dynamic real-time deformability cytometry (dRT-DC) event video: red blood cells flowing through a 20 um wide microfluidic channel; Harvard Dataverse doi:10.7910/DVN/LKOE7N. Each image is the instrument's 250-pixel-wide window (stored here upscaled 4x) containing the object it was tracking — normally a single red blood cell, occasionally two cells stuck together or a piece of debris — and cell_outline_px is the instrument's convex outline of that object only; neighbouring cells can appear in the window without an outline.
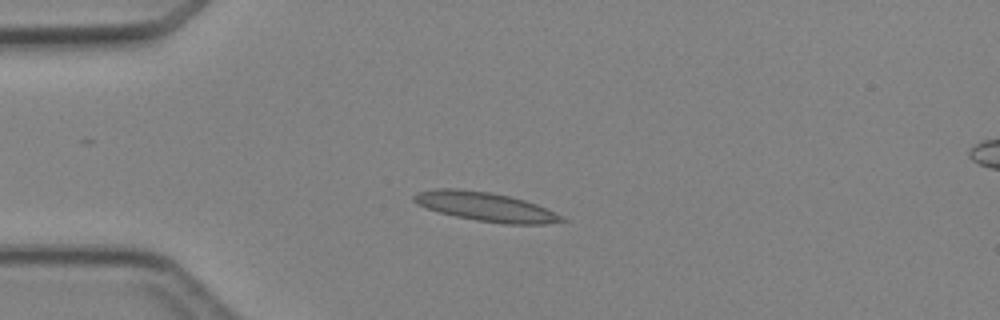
{"species": "Egyptian fruit bat (a non-hibernating species)", "species_latin": "Rousettus aegyptiacus", "temperature_condition": "cold", "stored_images_in_passage": 3, "camera_frame_rate_fps": 3000, "um_per_image_px": 0.085, "animal": {"sex": "female"}, "frame": {"image": 1, "passage_image": 2, "time_ms": 1.333, "image_size_px": [1000, 320], "cell_outline_px": [[568, 220], [544, 224], [504, 224], [476, 220], [456, 216], [440, 212], [416, 204], [412, 200], [412, 196], [416, 192], [436, 188], [456, 188], [488, 192], [512, 196], [536, 204], [564, 216]], "centroid_in_image_um": [41.26, 17.56], "position_along_channel_um": 43.7, "area_um2": 25.03}}